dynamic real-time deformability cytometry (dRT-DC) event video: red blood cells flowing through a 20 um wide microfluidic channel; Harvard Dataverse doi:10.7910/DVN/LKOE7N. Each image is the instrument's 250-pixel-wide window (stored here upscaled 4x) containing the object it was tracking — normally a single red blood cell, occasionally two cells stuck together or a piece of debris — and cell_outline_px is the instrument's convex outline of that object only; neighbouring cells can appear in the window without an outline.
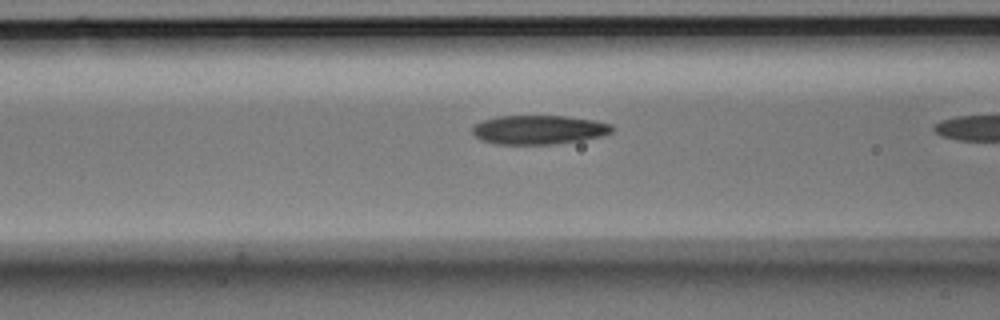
{"species": "Egyptian fruit bat (a non-hibernating species)", "species_latin": "Rousettus aegyptiacus", "temperature_condition": "room temperature", "stored_images_in_passage": 20, "camera_frame_rate_fps": 3000, "um_per_image_px": 0.085, "animal": {"sex": "male"}, "frame": {"image": 1, "passage_image": 19, "time_ms": 6.0, "image_size_px": [1000, 320], "cell_outline_px": [[612, 132], [600, 136], [580, 140], [556, 144], [496, 144], [480, 140], [472, 132], [472, 128], [476, 124], [484, 120], [496, 116], [568, 116], [592, 120], [612, 124]], "centroid_in_image_um": [45.77, 11.03], "position_along_channel_um": 120.8, "area_um2": 23.52}}